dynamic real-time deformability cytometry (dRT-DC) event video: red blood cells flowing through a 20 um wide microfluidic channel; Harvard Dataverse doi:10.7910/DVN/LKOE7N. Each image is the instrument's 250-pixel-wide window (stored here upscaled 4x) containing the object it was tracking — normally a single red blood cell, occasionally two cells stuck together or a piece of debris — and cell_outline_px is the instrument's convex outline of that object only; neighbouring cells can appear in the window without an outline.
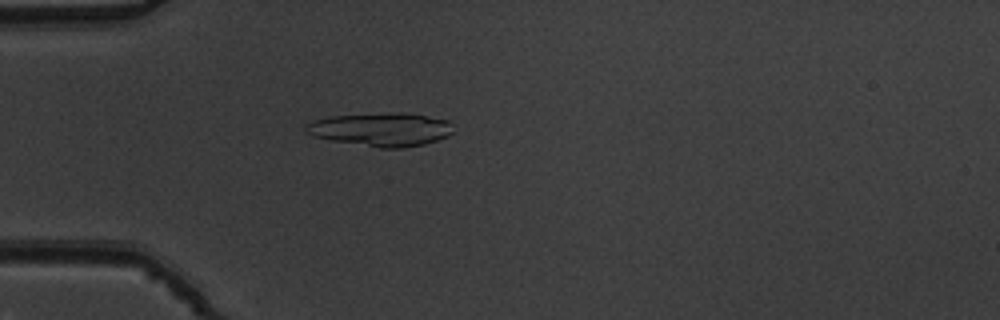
{"species": "common noctule bat (a hibernating species)", "species_latin": "Nyctalus noctula", "temperature_condition": "warm", "stored_images_in_passage": 48, "camera_frame_rate_fps": 3000, "um_per_image_px": 0.085, "animal": {"sex": "male", "body_mass_g": 19.5, "forearm_length_mm": 54.6}, "frame": {"image": 1, "passage_image": 11, "time_ms": 3.333, "image_size_px": [1000, 320], "cell_outline_px": [[452, 132], [448, 136], [424, 144], [404, 148], [380, 148], [332, 140], [312, 136], [304, 128], [304, 124], [312, 120], [332, 116], [400, 112], [404, 112], [448, 120], [452, 124]], "centroid_in_image_um": [32.39, 11.0], "position_along_channel_um": 52.6, "area_um2": 28.67}}
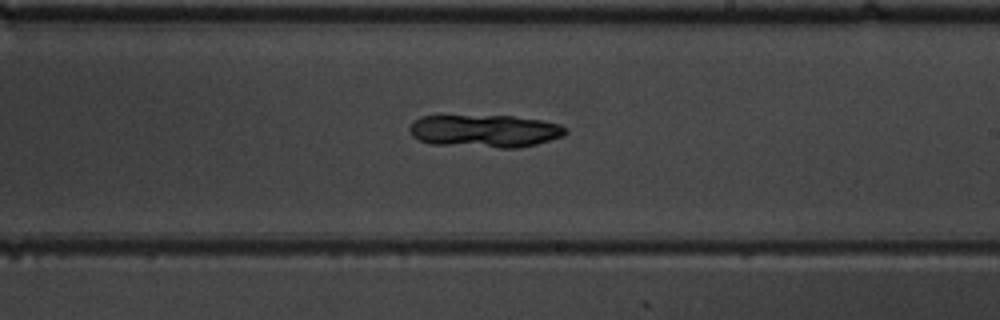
{"frame": {"image": 2, "passage_image": 27, "time_ms": 8.667, "image_size_px": [1000, 320], "cell_outline_px": [[568, 132], [564, 136], [536, 144], [520, 148], [500, 148], [432, 144], [420, 140], [412, 136], [408, 128], [412, 120], [420, 116], [512, 116], [540, 120], [560, 124], [568, 128]], "centroid_in_image_um": [41.22, 11.14], "position_along_channel_um": 247.8, "area_um2": 30.0}}
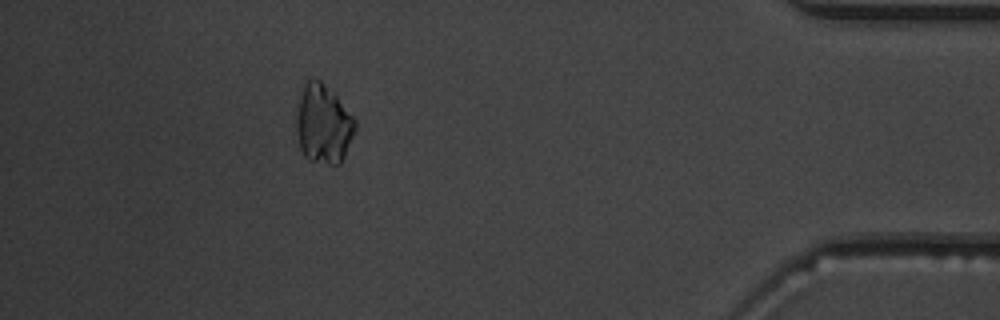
{"frame": {"image": 3, "passage_image": 43, "time_ms": 14.0, "image_size_px": [1000, 320], "cell_outline_px": [[356, 128], [344, 156], [340, 164], [328, 164], [308, 160], [304, 156], [300, 148], [296, 128], [296, 120], [300, 96], [304, 84], [312, 76], [320, 80], [336, 92], [356, 120]], "centroid_in_image_um": [27.49, 10.51], "position_along_channel_um": 407.7, "area_um2": 27.4}, "authors_computed_cell_mechanics": {"area_um2": 28.6977, "velocity_mm_per_s": 3.884, "shape_relaxation_time_tau1_ms": 6.3589, "shape_relaxation_time_tau2_ms": null, "deformation_change_tau1": 0.1709, "deformation_change_tau2": null}}